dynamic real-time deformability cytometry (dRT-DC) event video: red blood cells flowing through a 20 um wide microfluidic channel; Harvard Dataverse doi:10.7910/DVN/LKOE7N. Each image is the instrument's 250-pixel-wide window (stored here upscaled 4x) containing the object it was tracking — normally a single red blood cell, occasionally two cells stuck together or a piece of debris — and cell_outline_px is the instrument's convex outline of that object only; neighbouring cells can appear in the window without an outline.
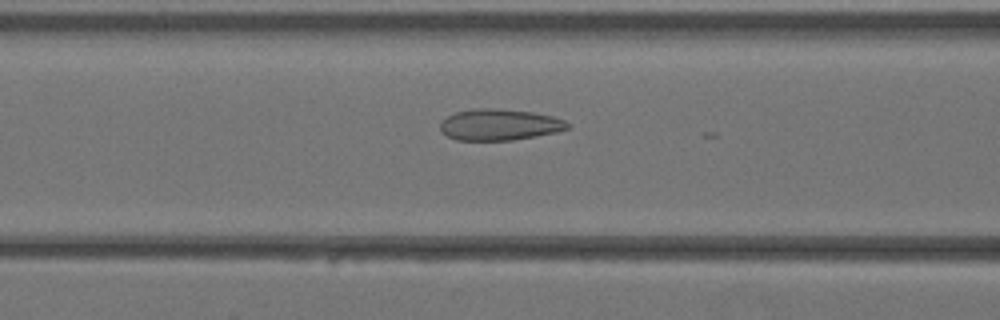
{"species": "Egyptian fruit bat (a non-hibernating species)", "species_latin": "Rousettus aegyptiacus", "temperature_condition": "warm", "stored_images_in_passage": 37, "camera_frame_rate_fps": 3000, "um_per_image_px": 0.085, "animal": {"sex": "female"}, "frame": {"image": 1, "passage_image": 17, "time_ms": 5.333, "image_size_px": [1000, 320], "cell_outline_px": [[568, 128], [556, 132], [536, 136], [512, 140], [456, 140], [440, 132], [440, 120], [456, 112], [472, 108], [492, 108], [532, 112], [552, 116], [564, 120], [568, 124]], "centroid_in_image_um": [42.4, 10.6], "position_along_channel_um": 124.2, "area_um2": 23.18}}
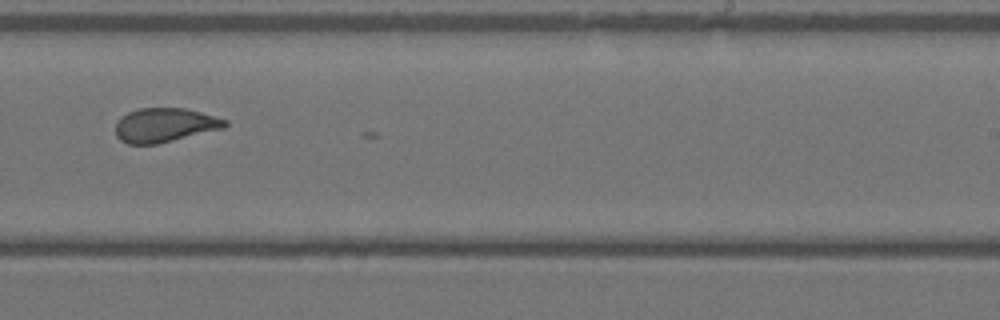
{"frame": {"image": 2, "passage_image": 26, "time_ms": 8.333, "image_size_px": [1000, 320], "cell_outline_px": [[228, 124], [224, 128], [156, 144], [128, 144], [120, 140], [116, 136], [116, 120], [120, 116], [128, 112], [140, 108], [184, 108], [216, 116], [228, 120]], "centroid_in_image_um": [13.98, 10.63], "position_along_channel_um": 275.0, "area_um2": 21.79}}
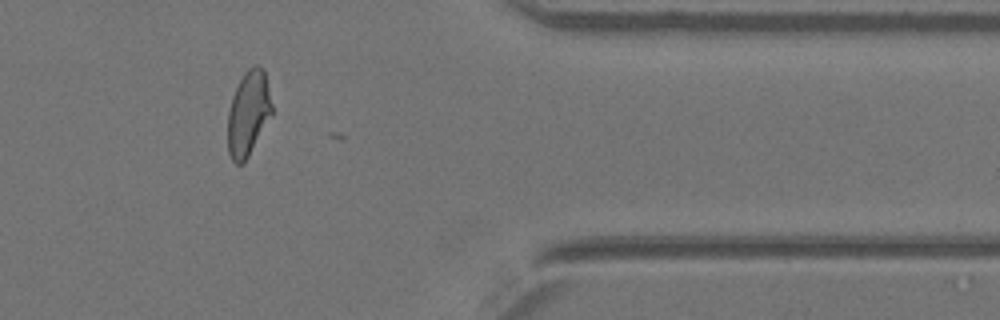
{"frame": {"image": 3, "passage_image": 34, "time_ms": 11.0, "image_size_px": [1000, 320], "cell_outline_px": [[272, 116], [248, 156], [240, 164], [236, 164], [232, 160], [228, 152], [228, 112], [232, 96], [244, 72], [248, 68], [256, 64], [260, 64], [264, 68], [272, 104]], "centroid_in_image_um": [21.12, 9.6], "position_along_channel_um": 390.3, "area_um2": 21.91}}